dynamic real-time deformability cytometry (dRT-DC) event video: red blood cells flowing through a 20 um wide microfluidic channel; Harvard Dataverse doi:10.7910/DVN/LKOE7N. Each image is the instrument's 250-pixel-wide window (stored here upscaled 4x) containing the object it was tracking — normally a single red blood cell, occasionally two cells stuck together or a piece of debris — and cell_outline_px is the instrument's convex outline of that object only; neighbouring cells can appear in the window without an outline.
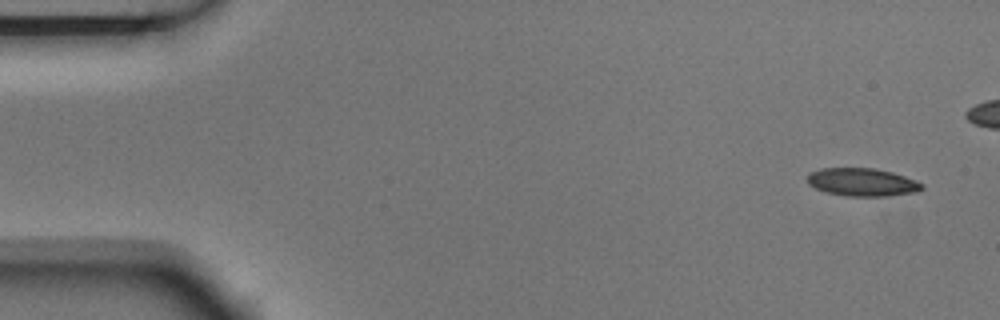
{"species": "Egyptian fruit bat (a non-hibernating species)", "species_latin": "Rousettus aegyptiacus", "temperature_condition": "room temperature", "stored_images_in_passage": 10, "segment_of_instrument_passage": [1, 2], "camera_frame_rate_fps": 3000, "um_per_image_px": 0.085, "animal": {"sex": "male"}, "frame": {"image": 1, "passage_image": 1, "time_ms": 0.0, "image_size_px": [1000, 320], "cell_outline_px": [[924, 188], [916, 192], [888, 196], [848, 196], [828, 192], [816, 188], [808, 184], [808, 172], [820, 168], [876, 168], [892, 172], [916, 180], [924, 184]], "centroid_in_image_um": [73.31, 15.47], "position_along_channel_um": 11.7, "area_um2": 18.73}}
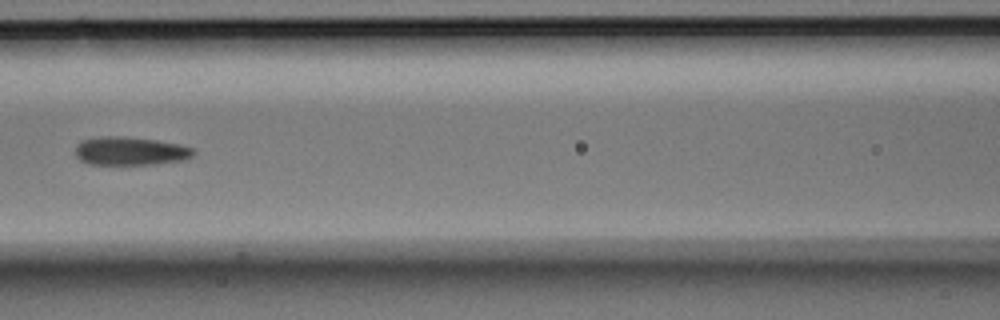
{"frame": {"image": 2, "passage_image": 7, "time_ms": 2.0, "image_size_px": [1000, 320], "cell_outline_px": [[196, 152], [192, 156], [184, 160], [156, 164], [88, 164], [80, 160], [76, 156], [76, 144], [80, 140], [100, 136], [124, 136], [156, 140], [180, 144], [192, 148]], "centroid_in_image_um": [11.06, 12.83], "position_along_channel_um": 155.5, "area_um2": 19.71}}
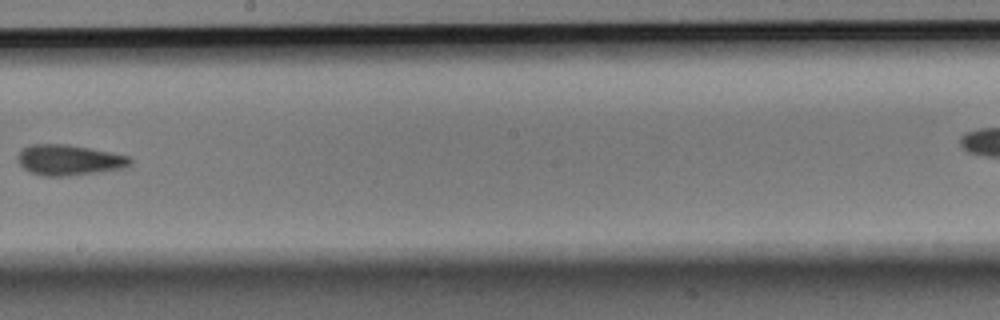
{"frame": {"image": 3, "passage_image": 9, "time_ms": 2.667, "image_size_px": [1000, 320], "cell_outline_px": [[132, 164], [124, 168], [68, 176], [44, 176], [32, 172], [24, 168], [16, 160], [16, 156], [24, 148], [32, 144], [64, 144], [112, 152], [132, 156]], "centroid_in_image_um": [5.9, 13.6], "position_along_channel_um": 242.3, "area_um2": 20.0}}